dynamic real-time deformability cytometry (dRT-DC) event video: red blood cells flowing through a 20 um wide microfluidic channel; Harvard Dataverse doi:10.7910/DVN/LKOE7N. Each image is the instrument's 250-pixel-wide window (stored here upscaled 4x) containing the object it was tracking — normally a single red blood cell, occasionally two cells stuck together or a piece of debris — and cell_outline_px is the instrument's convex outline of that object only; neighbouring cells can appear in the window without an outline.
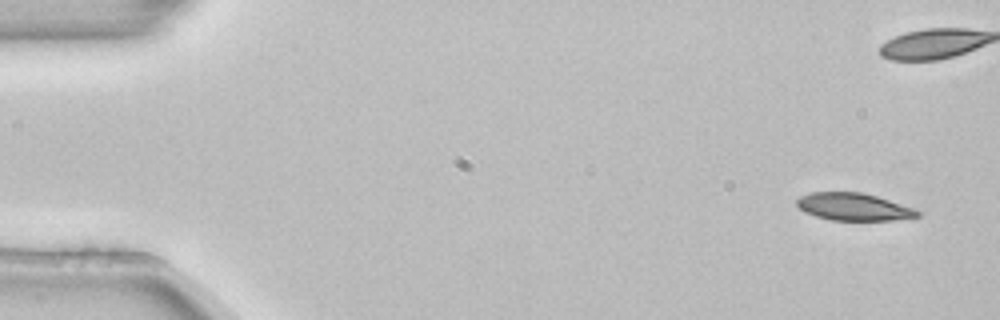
{"species": "common noctule bat (a hibernating species)", "species_latin": "Nyctalus noctula", "temperature_condition": "room temperature", "stored_images_in_passage": 8, "camera_frame_rate_fps": 3000, "um_per_image_px": 0.085, "animal": {"sex": "female", "body_mass_g": 22.7, "forearm_length_mm": 54.2}, "frame": {"image": 1, "passage_image": 1, "time_ms": 0.0, "image_size_px": [1000, 320], "cell_outline_px": [[920, 216], [892, 220], [832, 220], [816, 216], [804, 212], [796, 204], [796, 200], [800, 196], [812, 192], [860, 192], [876, 196], [916, 208], [920, 212]], "centroid_in_image_um": [72.56, 17.58], "position_along_channel_um": 12.4, "area_um2": 19.25}}